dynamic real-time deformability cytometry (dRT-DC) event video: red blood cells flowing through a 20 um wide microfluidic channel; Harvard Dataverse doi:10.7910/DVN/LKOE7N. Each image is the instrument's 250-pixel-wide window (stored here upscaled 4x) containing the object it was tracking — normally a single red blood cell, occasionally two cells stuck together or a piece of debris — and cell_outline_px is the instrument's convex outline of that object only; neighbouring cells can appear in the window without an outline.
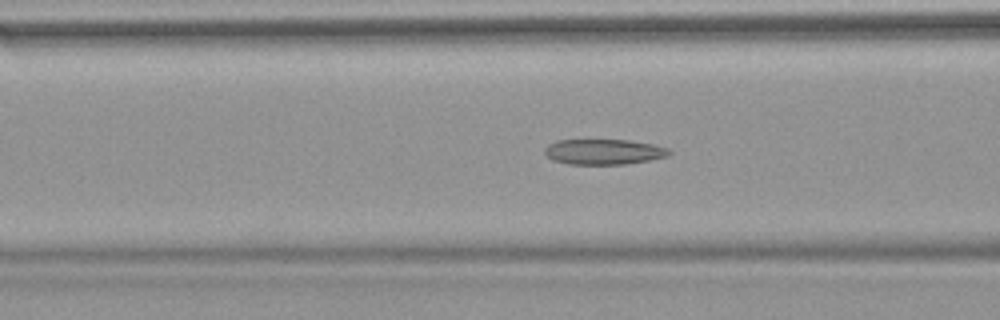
{"species": "common noctule bat (a hibernating species)", "species_latin": "Nyctalus noctula", "temperature_condition": "warm", "stored_images_in_passage": 50, "camera_frame_rate_fps": 3000, "um_per_image_px": 0.085, "animal": {"sex": "female", "body_mass_g": 18.4}, "frame": {"image": 1, "passage_image": 18, "time_ms": 5.667, "image_size_px": [1000, 320], "cell_outline_px": [[672, 152], [668, 156], [648, 160], [624, 164], [568, 164], [552, 160], [544, 152], [544, 148], [548, 144], [556, 140], [628, 140], [652, 144], [668, 148]], "centroid_in_image_um": [51.29, 12.9], "position_along_channel_um": 115.3, "area_um2": 18.38}}
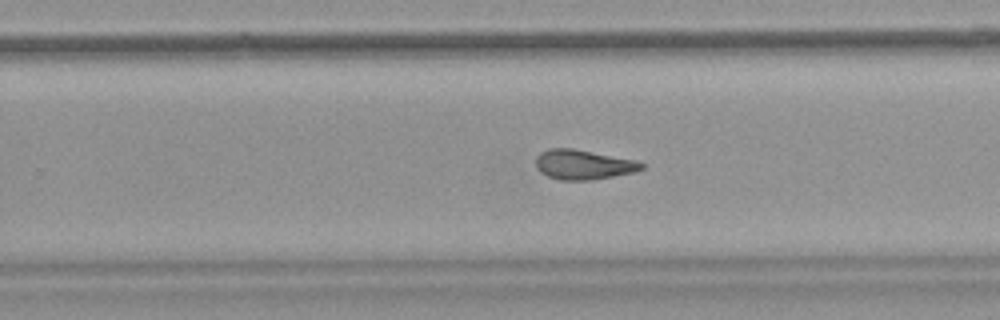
{"frame": {"image": 2, "passage_image": 31, "time_ms": 10.0, "image_size_px": [1000, 320], "cell_outline_px": [[644, 168], [636, 172], [592, 180], [560, 180], [548, 176], [540, 172], [536, 168], [536, 156], [540, 152], [548, 148], [572, 148], [632, 160], [644, 164]], "centroid_in_image_um": [49.53, 14.0], "position_along_channel_um": 280.3, "area_um2": 18.21}}
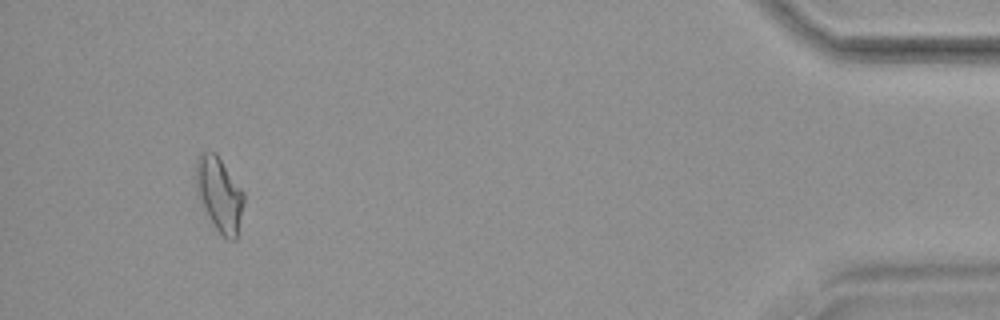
{"frame": {"image": 3, "passage_image": 47, "time_ms": 15.333, "image_size_px": [1000, 320], "cell_outline_px": [[244, 200], [236, 240], [228, 240], [216, 228], [208, 216], [196, 184], [196, 160], [200, 152], [216, 152], [244, 192]], "centroid_in_image_um": [18.67, 16.48], "position_along_channel_um": 416.5, "area_um2": 20.17}, "authors_computed_cell_mechanics": {"area_um2": 18.9584, "velocity_mm_per_s": 3.8258, "shape_relaxation_time_tau1_ms": null, "shape_relaxation_time_tau2_ms": 4.1604, "deformation_change_tau1": null, "deformation_change_tau2": 0.1281}}